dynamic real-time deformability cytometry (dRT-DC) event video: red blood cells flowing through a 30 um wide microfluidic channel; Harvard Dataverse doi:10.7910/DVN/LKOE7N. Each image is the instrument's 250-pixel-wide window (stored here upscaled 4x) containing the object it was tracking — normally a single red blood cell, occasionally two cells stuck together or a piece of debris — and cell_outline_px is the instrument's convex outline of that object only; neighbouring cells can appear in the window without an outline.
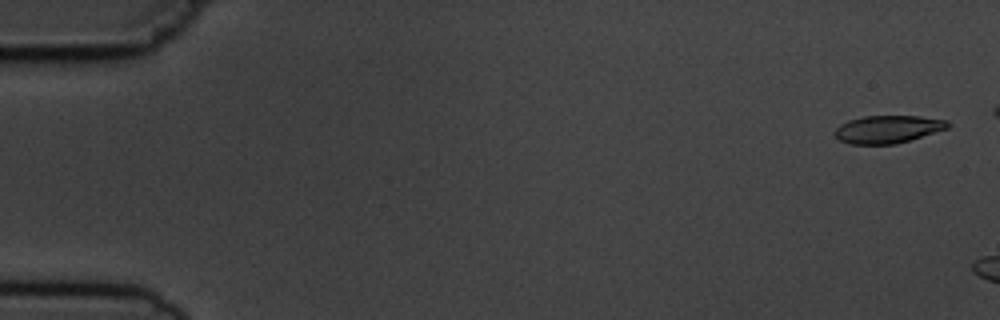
{"species": "common noctule bat (a hibernating species)", "species_latin": "Nyctalus noctula", "temperature_condition": "cold", "stored_images_in_passage": 3, "camera_frame_rate_fps": 3000, "um_per_image_px": 0.085, "animal": {"sex": "male", "body_mass_g": 19.5, "forearm_length_mm": 54.6}, "frame": {"image": 1, "passage_image": 1, "time_ms": 0.0, "image_size_px": [1000, 320], "cell_outline_px": [[948, 128], [896, 144], [852, 144], [840, 140], [832, 132], [840, 124], [848, 120], [864, 116], [920, 116], [948, 120]], "centroid_in_image_um": [75.43, 10.98], "position_along_channel_um": 9.6, "area_um2": 18.15}}